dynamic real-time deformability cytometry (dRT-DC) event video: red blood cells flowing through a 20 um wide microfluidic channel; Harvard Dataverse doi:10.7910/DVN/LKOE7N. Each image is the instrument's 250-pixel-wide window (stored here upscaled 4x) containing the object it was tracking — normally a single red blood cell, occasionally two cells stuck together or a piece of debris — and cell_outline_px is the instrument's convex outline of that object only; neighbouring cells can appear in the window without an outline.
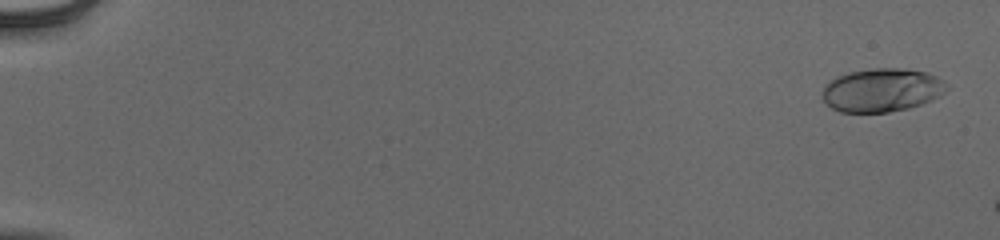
{"species": "human", "species_latin": "Homo sapiens", "temperature_condition": "cold", "stored_images_in_passage": 55, "camera_frame_rate_fps": 3000, "um_per_image_px": 0.085, "donor": {"sex": "male"}, "frame": {"image": 1, "passage_image": 2, "time_ms": 0.333, "image_size_px": [1000, 240], "cell_outline_px": [[944, 92], [940, 96], [920, 104], [908, 108], [888, 112], [840, 112], [832, 108], [824, 100], [824, 88], [836, 76], [848, 72], [872, 68], [904, 68], [928, 72], [944, 80]], "centroid_in_image_um": [74.96, 7.64], "position_along_channel_um": 10.0, "area_um2": 31.15}}
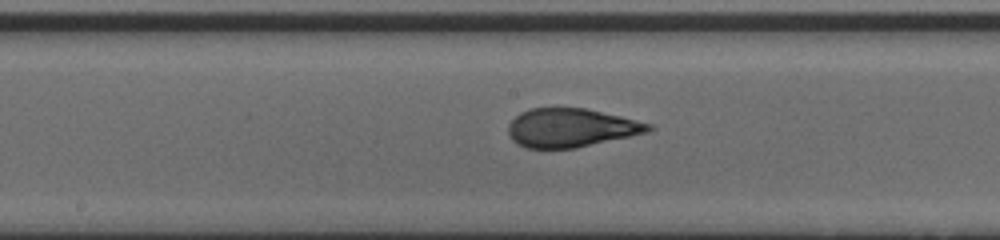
{"frame": {"image": 2, "passage_image": 31, "time_ms": 10.0, "image_size_px": [1000, 240], "cell_outline_px": [[656, 128], [648, 132], [576, 148], [524, 148], [516, 144], [512, 140], [508, 132], [508, 124], [520, 112], [528, 108], [584, 108], [620, 116], [652, 124]], "centroid_in_image_um": [48.51, 10.86], "position_along_channel_um": 199.7, "area_um2": 31.62}}
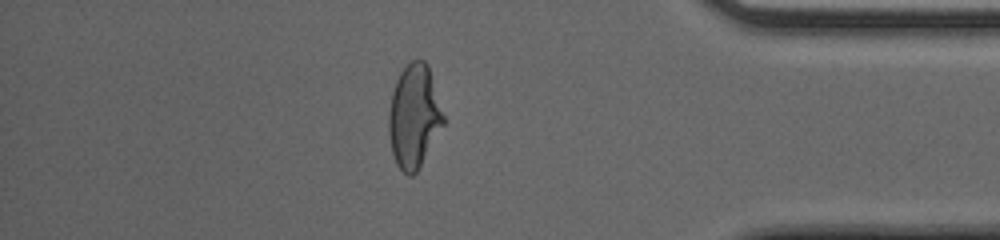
{"frame": {"image": 3, "passage_image": 48, "time_ms": 15.667, "image_size_px": [1000, 240], "cell_outline_px": [[444, 124], [416, 172], [412, 176], [408, 176], [396, 164], [392, 152], [388, 132], [388, 116], [392, 92], [396, 80], [400, 72], [412, 60], [424, 60], [428, 64], [444, 116]], "centroid_in_image_um": [35.18, 9.88], "position_along_channel_um": 400.0, "area_um2": 32.66}}